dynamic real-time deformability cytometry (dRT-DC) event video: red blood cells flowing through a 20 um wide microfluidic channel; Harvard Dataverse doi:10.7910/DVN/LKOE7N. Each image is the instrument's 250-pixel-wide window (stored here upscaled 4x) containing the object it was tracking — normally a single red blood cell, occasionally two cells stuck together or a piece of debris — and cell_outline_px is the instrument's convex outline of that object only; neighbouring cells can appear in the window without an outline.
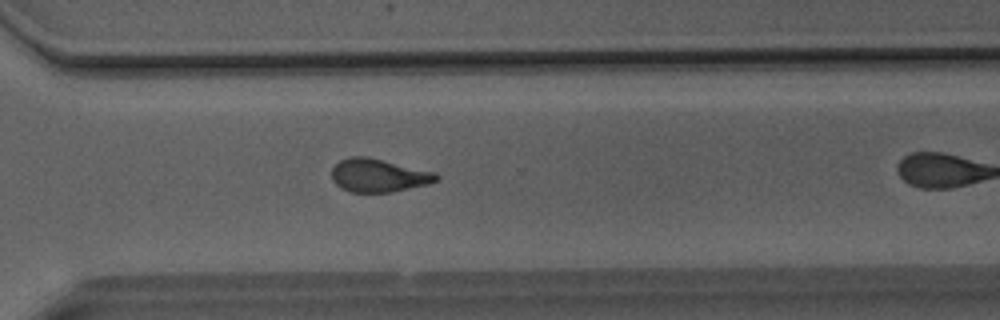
{"species": "Egyptian fruit bat (a non-hibernating species)", "species_latin": "Rousettus aegyptiacus", "temperature_condition": "room temperature", "stored_images_in_passage": 28, "camera_frame_rate_fps": 3000, "um_per_image_px": 0.085, "animal": {"sex": "male"}, "frame": {"image": 1, "passage_image": 24, "time_ms": 7.667, "image_size_px": [1000, 320], "cell_outline_px": [[440, 176], [436, 180], [428, 184], [392, 192], [348, 192], [340, 188], [332, 180], [332, 168], [340, 160], [348, 156], [364, 156], [436, 172]], "centroid_in_image_um": [32.15, 14.91], "position_along_channel_um": 338.5, "area_um2": 20.23}}